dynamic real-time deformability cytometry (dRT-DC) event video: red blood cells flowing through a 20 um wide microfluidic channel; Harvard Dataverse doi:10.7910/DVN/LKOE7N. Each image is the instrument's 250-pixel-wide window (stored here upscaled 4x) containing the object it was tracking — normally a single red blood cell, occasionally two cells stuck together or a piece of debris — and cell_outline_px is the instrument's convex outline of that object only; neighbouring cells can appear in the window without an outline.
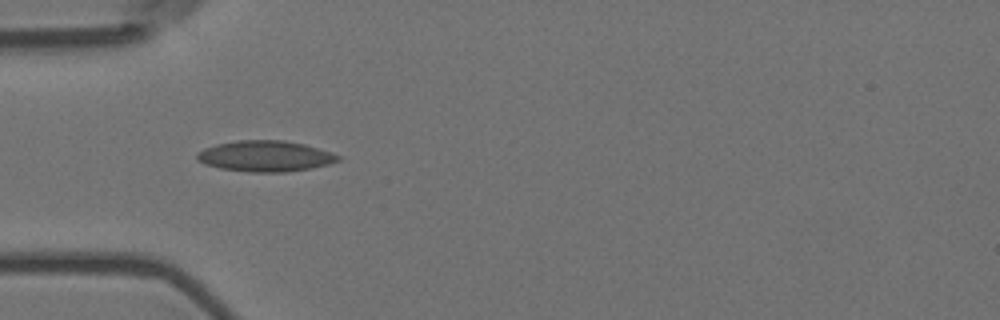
{"species": "Egyptian fruit bat (a non-hibernating species)", "species_latin": "Rousettus aegyptiacus", "temperature_condition": "room temperature", "stored_images_in_passage": 2, "camera_frame_rate_fps": 3000, "um_per_image_px": 0.085, "animal": {"sex": "female"}, "frame": {"image": 1, "passage_image": 1, "time_ms": 0.0, "image_size_px": [1000, 320], "cell_outline_px": [[340, 160], [328, 164], [312, 168], [288, 172], [248, 172], [220, 168], [204, 164], [196, 160], [196, 152], [204, 148], [216, 144], [236, 140], [284, 140], [304, 144], [332, 152], [340, 156]], "centroid_in_image_um": [22.52, 13.27], "position_along_channel_um": 62.5, "area_um2": 25.61}}
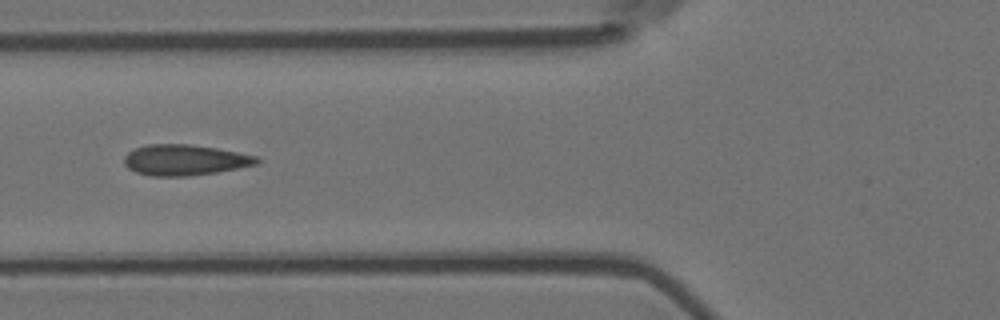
{"frame": {"image": 2, "passage_image": 2, "time_ms": 0.333, "image_size_px": [1000, 320], "cell_outline_px": [[264, 160], [260, 164], [216, 172], [184, 176], [152, 176], [136, 172], [128, 168], [124, 164], [124, 156], [128, 152], [136, 148], [148, 144], [188, 144], [216, 148], [256, 156]], "centroid_in_image_um": [15.73, 13.6], "position_along_channel_um": 110.1, "area_um2": 23.76}}